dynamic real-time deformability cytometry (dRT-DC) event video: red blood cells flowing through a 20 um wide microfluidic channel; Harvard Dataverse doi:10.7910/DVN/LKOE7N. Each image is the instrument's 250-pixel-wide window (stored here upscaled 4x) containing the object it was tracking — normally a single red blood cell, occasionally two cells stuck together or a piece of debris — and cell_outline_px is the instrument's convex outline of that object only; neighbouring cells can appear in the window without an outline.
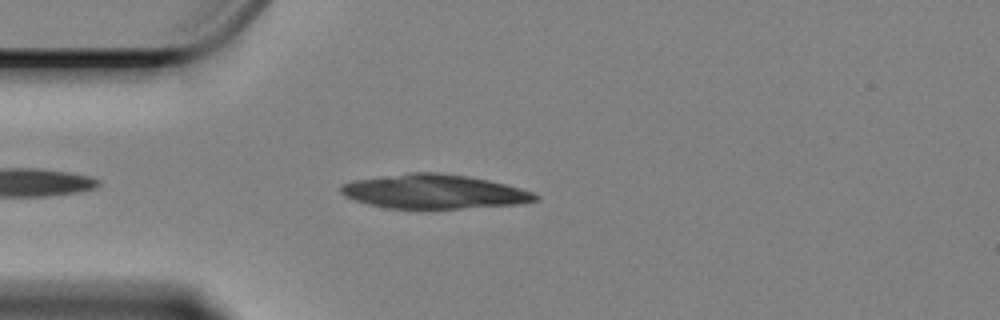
{"species": "Egyptian fruit bat (a non-hibernating species)", "species_latin": "Rousettus aegyptiacus", "temperature_condition": "cold", "stored_images_in_passage": 48, "camera_frame_rate_fps": 3000, "um_per_image_px": 0.085, "animal": {"sex": "female"}, "frame": {"image": 1, "passage_image": 5, "time_ms": 1.333, "image_size_px": [1000, 320], "cell_outline_px": [[540, 200], [524, 204], [460, 208], [384, 208], [368, 204], [344, 196], [340, 192], [340, 188], [344, 184], [356, 180], [412, 172], [436, 172], [468, 176], [488, 180], [520, 188], [532, 192], [540, 196]], "centroid_in_image_um": [36.95, 16.29], "position_along_channel_um": 48.1, "area_um2": 38.55}}
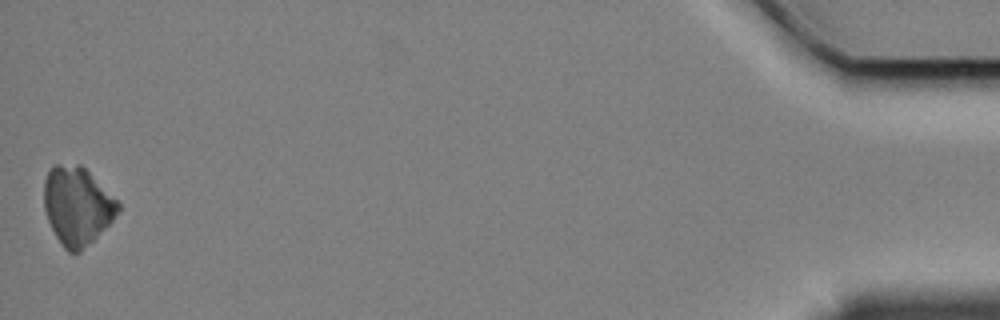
{"frame": {"image": 2, "passage_image": 48, "time_ms": 15.667, "image_size_px": [1000, 320], "cell_outline_px": [[120, 212], [80, 252], [68, 252], [64, 248], [56, 236], [48, 220], [44, 208], [44, 180], [52, 164], [80, 164], [120, 204]], "centroid_in_image_um": [6.53, 17.48], "position_along_channel_um": 428.7, "area_um2": 33.18}}